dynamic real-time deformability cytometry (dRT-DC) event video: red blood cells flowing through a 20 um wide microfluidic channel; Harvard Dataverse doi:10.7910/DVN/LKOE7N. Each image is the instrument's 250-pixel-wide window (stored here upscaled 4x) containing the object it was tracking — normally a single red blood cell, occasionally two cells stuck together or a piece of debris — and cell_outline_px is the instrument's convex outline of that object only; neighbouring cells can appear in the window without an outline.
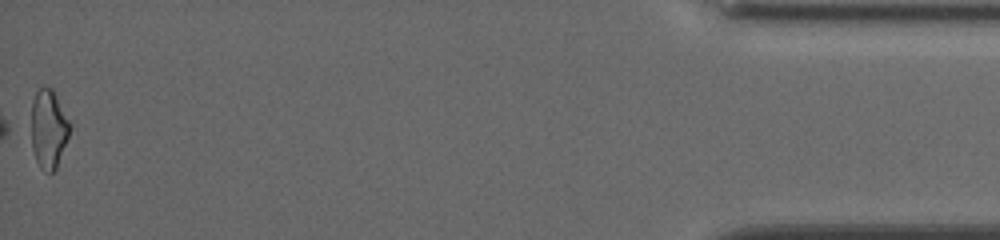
{"species": "common noctule bat (a hibernating species)", "species_latin": "Nyctalus noctula", "temperature_condition": "cold", "stored_images_in_passage": 38, "camera_frame_rate_fps": 3000, "um_per_image_px": 0.085, "animal": {"sex": "female", "body_mass_g": 19.5, "forearm_length_mm": 54.1}, "frame": {"image": 1, "passage_image": 38, "time_ms": 12.333, "image_size_px": [1000, 240], "cell_outline_px": [[68, 136], [56, 168], [52, 172], [44, 172], [40, 168], [36, 160], [32, 148], [32, 100], [36, 92], [40, 88], [52, 88], [68, 120]], "centroid_in_image_um": [4.1, 10.98], "position_along_channel_um": 431.1, "area_um2": 17.11}, "authors_computed_cell_mechanics": {"area_um2": 18.2359, "velocity_mm_per_s": 3.882, "shape_relaxation_time_tau1_ms": null, "shape_relaxation_time_tau2_ms": 3.3918, "deformation_change_tau1": null, "deformation_change_tau2": 0.1072}}